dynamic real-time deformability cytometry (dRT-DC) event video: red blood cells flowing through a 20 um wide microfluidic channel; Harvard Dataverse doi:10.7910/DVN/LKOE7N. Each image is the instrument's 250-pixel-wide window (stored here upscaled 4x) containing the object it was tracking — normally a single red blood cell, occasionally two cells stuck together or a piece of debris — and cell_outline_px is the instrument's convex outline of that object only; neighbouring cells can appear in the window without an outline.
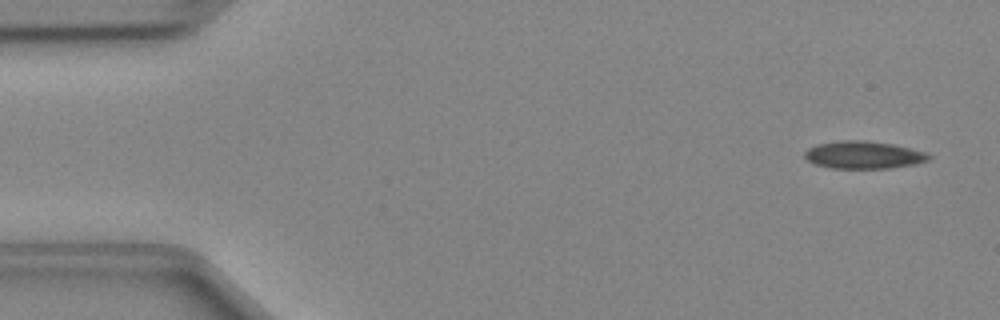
{"species": "Egyptian fruit bat (a non-hibernating species)", "species_latin": "Rousettus aegyptiacus", "temperature_condition": "cold", "stored_images_in_passage": 47, "camera_frame_rate_fps": 3000, "um_per_image_px": 0.085, "animal": {"sex": "female"}, "frame": {"image": 1, "passage_image": 2, "time_ms": 0.333, "image_size_px": [1000, 320], "cell_outline_px": [[932, 156], [928, 160], [916, 164], [888, 168], [832, 168], [816, 164], [808, 160], [804, 156], [804, 152], [808, 148], [816, 144], [840, 140], [864, 140], [892, 144], [912, 148], [928, 152]], "centroid_in_image_um": [73.43, 13.16], "position_along_channel_um": 11.6, "area_um2": 20.0}}
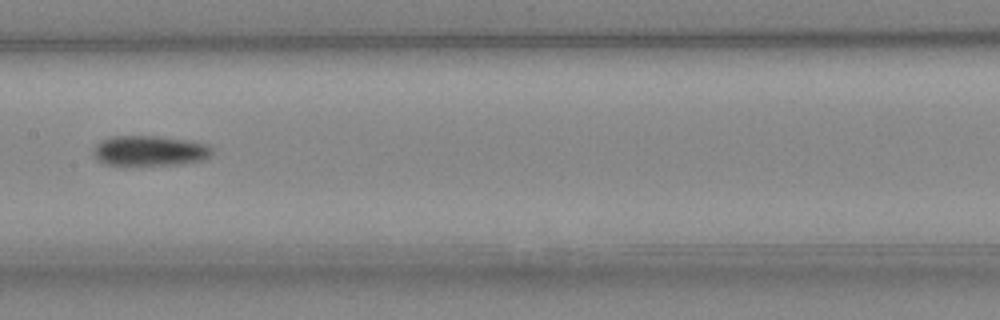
{"frame": {"image": 2, "passage_image": 23, "time_ms": 7.333, "image_size_px": [1000, 320], "cell_outline_px": [[212, 156], [204, 160], [180, 164], [124, 168], [104, 164], [92, 152], [96, 144], [100, 140], [112, 136], [156, 136], [188, 140], [208, 144], [212, 148]], "centroid_in_image_um": [12.71, 12.86], "position_along_channel_um": 194.7, "area_um2": 21.85}}
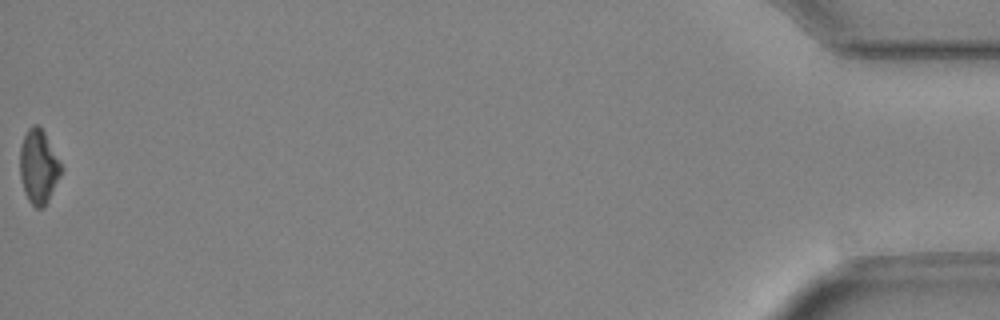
{"frame": {"image": 3, "passage_image": 47, "time_ms": 15.333, "image_size_px": [1000, 320], "cell_outline_px": [[64, 168], [44, 208], [36, 208], [28, 200], [24, 192], [20, 176], [20, 148], [24, 136], [28, 128], [32, 124], [36, 124], [44, 132]], "centroid_in_image_um": [3.28, 14.17], "position_along_channel_um": 431.9, "area_um2": 17.74}}